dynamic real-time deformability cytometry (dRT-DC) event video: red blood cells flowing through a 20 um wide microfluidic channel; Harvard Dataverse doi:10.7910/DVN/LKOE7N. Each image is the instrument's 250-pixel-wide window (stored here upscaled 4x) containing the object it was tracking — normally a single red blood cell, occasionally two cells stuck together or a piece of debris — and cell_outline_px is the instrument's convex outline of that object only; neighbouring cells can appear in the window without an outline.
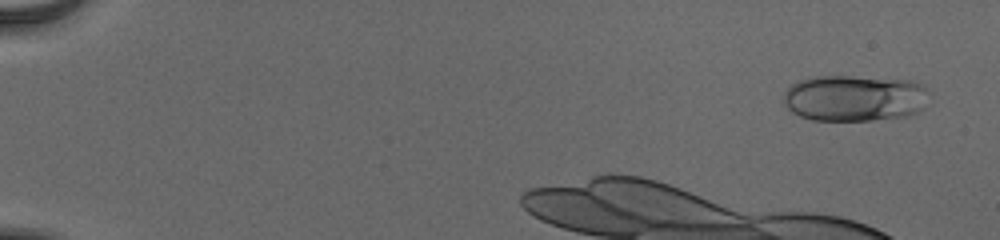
{"species": "human", "species_latin": "Homo sapiens", "temperature_condition": "cold", "stored_images_in_passage": 18, "camera_frame_rate_fps": 3000, "um_per_image_px": 0.085, "donor": {"sex": "male"}, "frame": {"image": 1, "passage_image": 3, "time_ms": 0.667, "image_size_px": [1000, 240], "cell_outline_px": [[928, 92], [924, 108], [908, 116], [872, 120], [812, 120], [800, 116], [792, 112], [784, 104], [784, 92], [792, 84], [800, 80], [816, 76], [848, 76], [912, 80], [924, 84], [928, 88]], "centroid_in_image_um": [72.66, 8.33], "position_along_channel_um": 12.3, "area_um2": 39.54}}